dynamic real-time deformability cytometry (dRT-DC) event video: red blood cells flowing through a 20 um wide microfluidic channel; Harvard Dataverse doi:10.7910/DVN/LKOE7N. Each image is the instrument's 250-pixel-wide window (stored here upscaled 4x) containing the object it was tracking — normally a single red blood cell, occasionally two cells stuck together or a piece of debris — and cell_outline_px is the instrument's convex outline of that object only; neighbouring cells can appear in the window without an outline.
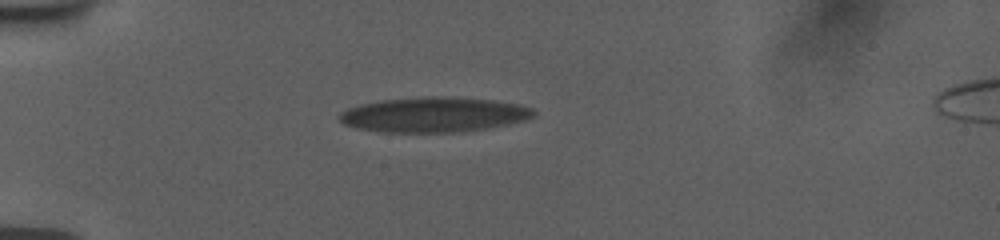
{"species": "human", "species_latin": "Homo sapiens", "temperature_condition": "room temperature", "stored_images_in_passage": 41, "camera_frame_rate_fps": 3000, "um_per_image_px": 0.085, "donor": {"sex": "female"}, "frame": {"image": 1, "passage_image": 1, "time_ms": 0.0, "image_size_px": [1000, 240], "cell_outline_px": [[532, 116], [516, 120], [476, 128], [448, 132], [388, 132], [360, 128], [344, 124], [340, 120], [340, 116], [344, 112], [352, 108], [364, 104], [384, 100], [480, 100], [512, 104], [528, 108], [532, 112]], "centroid_in_image_um": [36.69, 9.8], "position_along_channel_um": 48.3, "area_um2": 35.43}}
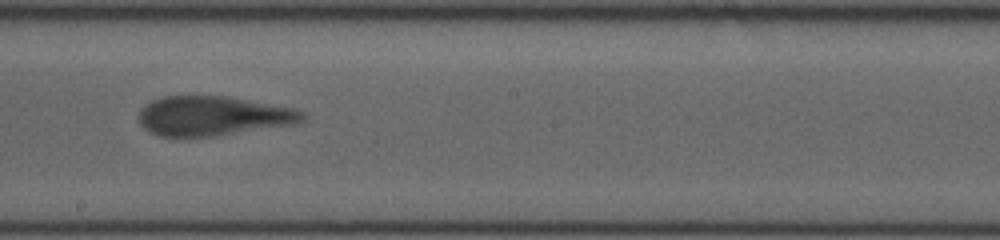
{"frame": {"image": 2, "passage_image": 18, "time_ms": 5.667, "image_size_px": [1000, 240], "cell_outline_px": [[304, 120], [288, 124], [212, 136], [160, 136], [144, 128], [140, 120], [140, 112], [152, 100], [164, 96], [228, 96], [292, 108], [304, 112]], "centroid_in_image_um": [18.08, 9.84], "position_along_channel_um": 230.1, "area_um2": 36.65}}
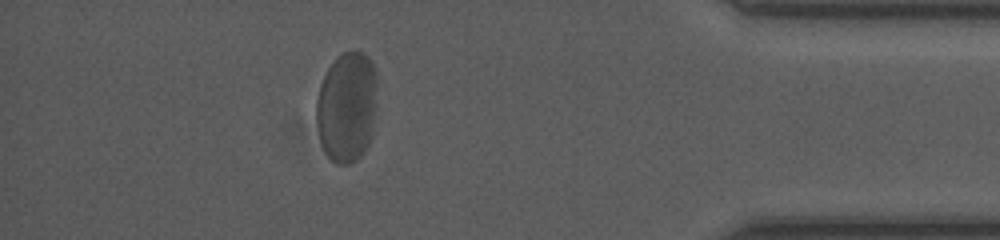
{"frame": {"image": 3, "passage_image": 35, "time_ms": 11.333, "image_size_px": [1000, 240], "cell_outline_px": [[376, 108], [372, 136], [368, 144], [360, 156], [356, 160], [348, 164], [336, 164], [328, 156], [320, 140], [316, 124], [316, 100], [320, 84], [328, 68], [344, 52], [364, 52], [372, 60], [376, 72]], "centroid_in_image_um": [29.5, 9.1], "position_along_channel_um": 405.7, "area_um2": 39.36}}